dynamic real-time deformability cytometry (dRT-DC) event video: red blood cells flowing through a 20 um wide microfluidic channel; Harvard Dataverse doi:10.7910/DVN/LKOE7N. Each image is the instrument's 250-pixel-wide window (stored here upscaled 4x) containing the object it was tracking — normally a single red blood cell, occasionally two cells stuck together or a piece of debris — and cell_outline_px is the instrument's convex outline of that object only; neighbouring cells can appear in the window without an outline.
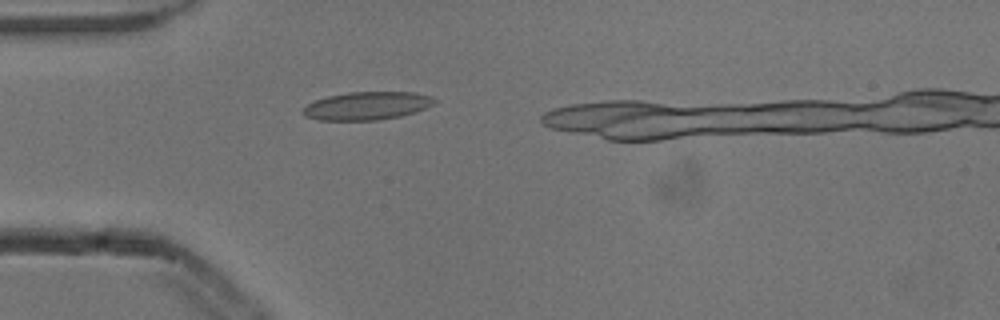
{"species": "common noctule bat (a hibernating species)", "species_latin": "Nyctalus noctula", "temperature_condition": "cold", "stored_images_in_passage": 4, "camera_frame_rate_fps": 3000, "um_per_image_px": 0.085, "animal": {"sex": "male", "body_mass_g": 13.3}, "frame": {"image": 1, "passage_image": 4, "time_ms": 1.0, "image_size_px": [1000, 320], "cell_outline_px": [[436, 100], [432, 104], [416, 112], [400, 116], [376, 120], [316, 120], [304, 116], [300, 112], [308, 104], [316, 100], [328, 96], [348, 92], [416, 92], [432, 96]], "centroid_in_image_um": [31.17, 8.99], "position_along_channel_um": 53.8, "area_um2": 21.5}}